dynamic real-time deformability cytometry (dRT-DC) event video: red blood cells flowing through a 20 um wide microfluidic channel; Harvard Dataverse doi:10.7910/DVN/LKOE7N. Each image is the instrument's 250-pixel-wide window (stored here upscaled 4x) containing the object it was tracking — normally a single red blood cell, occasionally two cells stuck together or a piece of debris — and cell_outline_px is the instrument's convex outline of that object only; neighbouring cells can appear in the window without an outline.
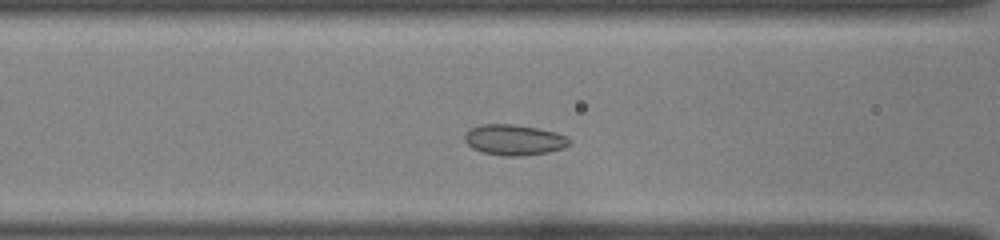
{"species": "common noctule bat (a hibernating species)", "species_latin": "Nyctalus noctula", "temperature_condition": "room temperature", "stored_images_in_passage": 38, "camera_frame_rate_fps": 3000, "um_per_image_px": 0.085, "animal": {"sex": "female", "body_mass_g": 22.0, "forearm_length_mm": 56.7}, "frame": {"image": 1, "passage_image": 10, "time_ms": 3.0, "image_size_px": [1000, 240], "cell_outline_px": [[572, 140], [564, 148], [548, 152], [520, 156], [504, 156], [484, 152], [472, 148], [464, 140], [464, 136], [468, 128], [480, 124], [512, 124], [536, 128], [556, 132], [568, 136]], "centroid_in_image_um": [43.69, 11.88], "position_along_channel_um": 122.9, "area_um2": 18.79}}
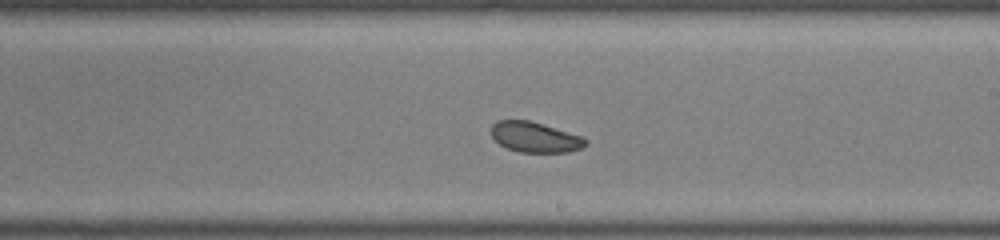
{"frame": {"image": 2, "passage_image": 19, "time_ms": 6.0, "image_size_px": [1000, 240], "cell_outline_px": [[588, 144], [584, 148], [568, 152], [520, 152], [508, 148], [500, 144], [492, 136], [492, 124], [496, 120], [528, 120], [584, 136], [588, 140]], "centroid_in_image_um": [45.54, 11.66], "position_along_channel_um": 243.5, "area_um2": 16.76}}
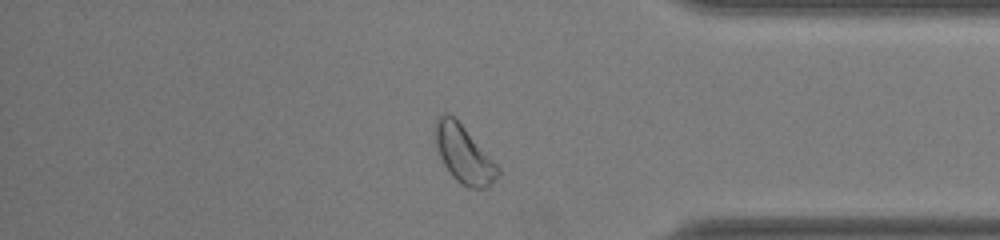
{"frame": {"image": 3, "passage_image": 31, "time_ms": 10.0, "image_size_px": [1000, 240], "cell_outline_px": [[500, 176], [488, 188], [468, 188], [460, 184], [452, 176], [444, 164], [440, 156], [436, 144], [436, 120], [444, 112], [452, 116], [464, 128], [500, 168]], "centroid_in_image_um": [39.46, 13.18], "position_along_channel_um": 395.7, "area_um2": 20.52}, "authors_computed_cell_mechanics": {"area_um2": 18.8428, "velocity_mm_per_s": 4.0338, "shape_relaxation_time_tau1_ms": null, "shape_relaxation_time_tau2_ms": 1.4618, "deformation_change_tau1": null, "deformation_change_tau2": 0.0471}}